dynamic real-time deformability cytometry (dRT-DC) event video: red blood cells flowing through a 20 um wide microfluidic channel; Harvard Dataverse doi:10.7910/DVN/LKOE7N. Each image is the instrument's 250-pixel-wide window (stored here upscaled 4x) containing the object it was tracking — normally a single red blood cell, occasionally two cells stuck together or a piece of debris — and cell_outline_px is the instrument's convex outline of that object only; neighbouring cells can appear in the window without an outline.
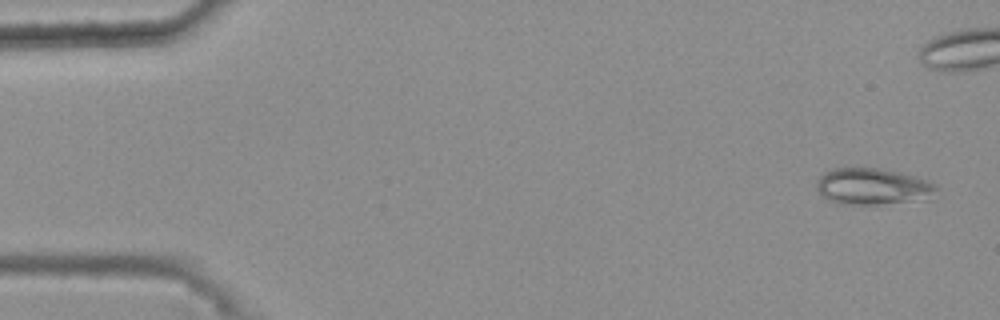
{"species": "common noctule bat (a hibernating species)", "species_latin": "Nyctalus noctula", "temperature_condition": "warm", "stored_images_in_passage": 49, "camera_frame_rate_fps": 3000, "um_per_image_px": 0.085, "animal": {"sex": "female", "body_mass_g": 25.1}, "frame": {"image": 1, "passage_image": 3, "time_ms": 0.667, "image_size_px": [1000, 320], "cell_outline_px": [[936, 188], [932, 200], [880, 204], [836, 204], [820, 196], [816, 188], [816, 180], [824, 172], [832, 168], [880, 168], [900, 172], [916, 176], [928, 180], [936, 184]], "centroid_in_image_um": [74.19, 15.86], "position_along_channel_um": 10.8, "area_um2": 26.13}}
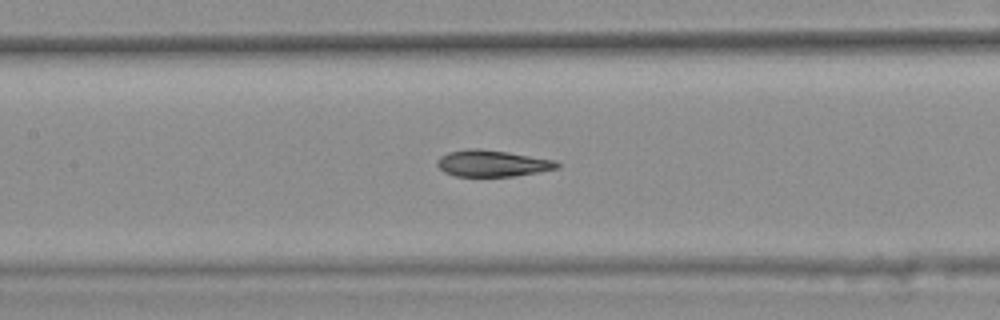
{"frame": {"image": 2, "passage_image": 26, "time_ms": 8.333, "image_size_px": [1000, 320], "cell_outline_px": [[560, 168], [516, 176], [456, 176], [444, 172], [436, 164], [436, 160], [440, 156], [448, 152], [468, 148], [480, 148], [508, 152], [556, 160], [560, 164]], "centroid_in_image_um": [41.85, 13.88], "position_along_channel_um": 165.6, "area_um2": 18.67}}
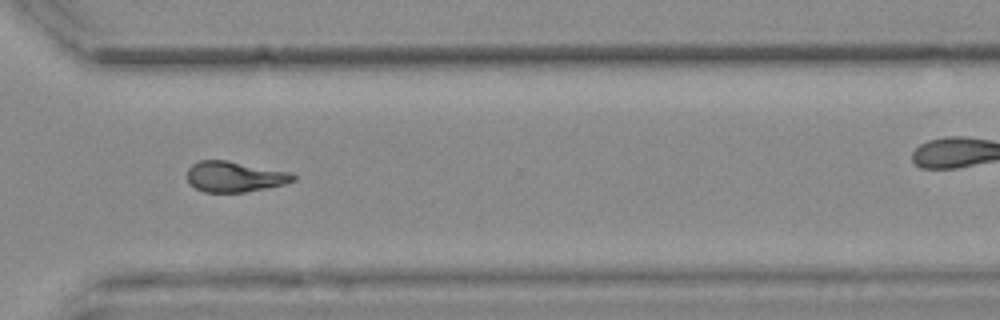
{"frame": {"image": 3, "passage_image": 41, "time_ms": 13.333, "image_size_px": [1000, 320], "cell_outline_px": [[296, 180], [284, 184], [244, 192], [204, 192], [188, 184], [188, 168], [192, 164], [200, 160], [224, 160], [288, 172], [296, 176]], "centroid_in_image_um": [19.9, 15.02], "position_along_channel_um": 350.7, "area_um2": 18.61}, "authors_computed_cell_mechanics": {"area_um2": 19.1318, "velocity_mm_per_s": 3.6962, "shape_relaxation_time_tau1_ms": 8.0277, "shape_relaxation_time_tau2_ms": 2.3569, "deformation_change_tau1": 0.1945, "deformation_change_tau2": 0.0882}}